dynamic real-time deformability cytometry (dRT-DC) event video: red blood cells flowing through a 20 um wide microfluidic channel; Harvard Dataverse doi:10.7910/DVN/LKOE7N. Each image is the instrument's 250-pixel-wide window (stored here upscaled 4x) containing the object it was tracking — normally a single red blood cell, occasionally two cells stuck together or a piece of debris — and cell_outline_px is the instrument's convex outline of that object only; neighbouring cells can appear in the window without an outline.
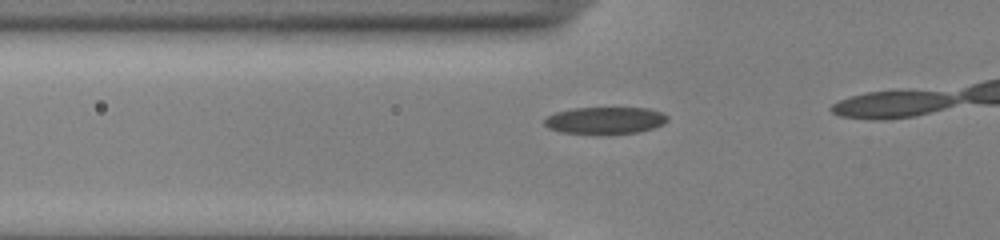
{"species": "common noctule bat (a hibernating species)", "species_latin": "Nyctalus noctula", "temperature_condition": "cold", "stored_images_in_passage": 19, "camera_frame_rate_fps": 3000, "um_per_image_px": 0.085, "animal": {"sex": "male", "body_mass_g": 13.0, "forearm_length_mm": 53.1}, "frame": {"image": 1, "passage_image": 14, "time_ms": 4.333, "image_size_px": [1000, 240], "cell_outline_px": [[668, 120], [664, 124], [640, 132], [600, 136], [560, 132], [548, 128], [544, 124], [544, 120], [548, 116], [556, 112], [572, 108], [648, 108], [660, 112], [668, 116]], "centroid_in_image_um": [51.42, 10.27], "position_along_channel_um": 74.4, "area_um2": 19.94}}
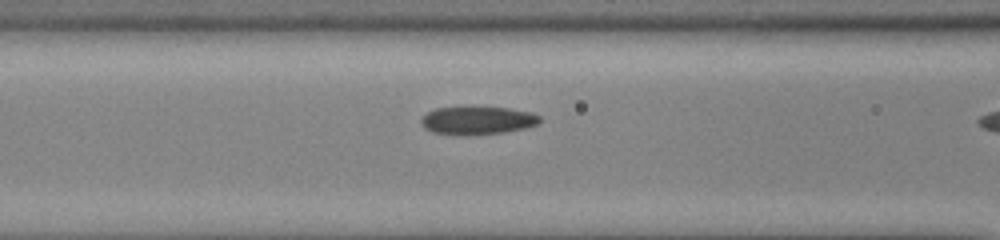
{"frame": {"image": 2, "passage_image": 18, "time_ms": 5.667, "image_size_px": [1000, 240], "cell_outline_px": [[540, 124], [524, 128], [504, 132], [468, 136], [460, 136], [432, 132], [424, 128], [420, 124], [420, 120], [428, 112], [436, 108], [508, 108], [528, 112], [540, 116]], "centroid_in_image_um": [40.56, 10.27], "position_along_channel_um": 126.0, "area_um2": 19.31}}